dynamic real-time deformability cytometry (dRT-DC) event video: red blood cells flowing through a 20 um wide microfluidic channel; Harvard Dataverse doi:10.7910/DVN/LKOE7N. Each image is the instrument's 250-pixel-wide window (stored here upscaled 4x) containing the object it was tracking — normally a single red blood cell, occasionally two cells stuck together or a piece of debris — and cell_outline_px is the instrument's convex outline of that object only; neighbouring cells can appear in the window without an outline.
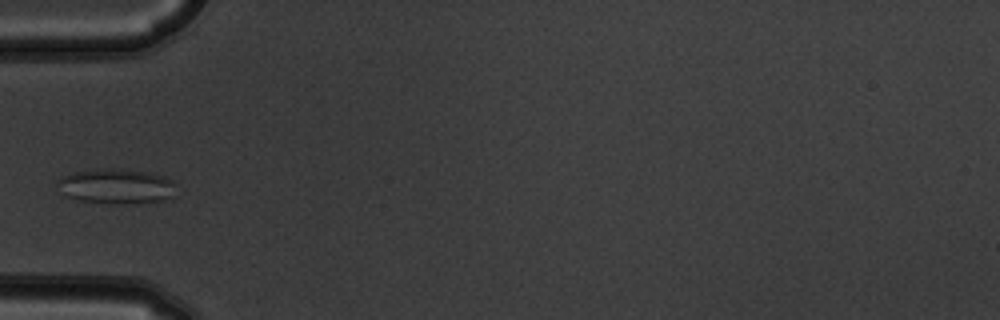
{"species": "common noctule bat (a hibernating species)", "species_latin": "Nyctalus noctula", "temperature_condition": "warm", "stored_images_in_passage": 5, "camera_frame_rate_fps": 3000, "um_per_image_px": 0.085, "animal": {"sex": "male", "body_mass_g": 19.5, "forearm_length_mm": 54.6}, "frame": {"image": 1, "passage_image": 5, "time_ms": 1.333, "image_size_px": [1000, 320], "cell_outline_px": [[176, 184], [172, 196], [164, 200], [112, 204], [80, 200], [68, 196], [60, 180], [60, 176], [72, 172], [100, 168], [120, 168], [144, 172], [164, 176], [172, 180]], "centroid_in_image_um": [9.95, 15.81], "position_along_channel_um": 75.1, "area_um2": 23.64}}